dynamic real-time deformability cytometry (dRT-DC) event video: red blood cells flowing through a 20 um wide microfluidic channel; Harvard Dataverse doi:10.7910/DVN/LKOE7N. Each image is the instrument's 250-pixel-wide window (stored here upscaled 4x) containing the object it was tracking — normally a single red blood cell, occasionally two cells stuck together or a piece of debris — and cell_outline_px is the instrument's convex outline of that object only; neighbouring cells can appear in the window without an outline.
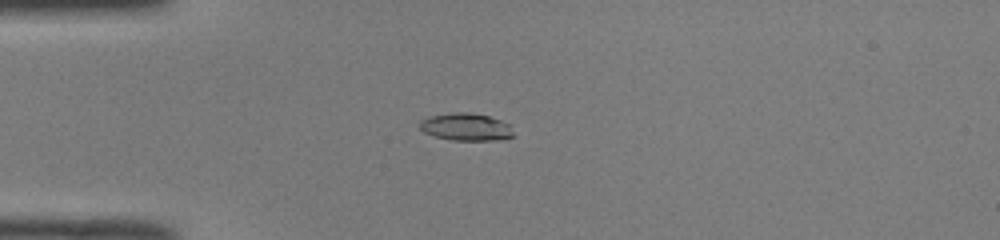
{"species": "common noctule bat (a hibernating species)", "species_latin": "Nyctalus noctula", "temperature_condition": "room temperature", "stored_images_in_passage": 40, "camera_frame_rate_fps": 3000, "um_per_image_px": 0.085, "animal": {"sex": "male", "body_mass_g": 19.0, "forearm_length_mm": 50.8}, "frame": {"image": 1, "passage_image": 13, "time_ms": 4.0, "image_size_px": [1000, 240], "cell_outline_px": [[512, 136], [492, 140], [452, 140], [436, 136], [424, 132], [420, 128], [420, 120], [432, 116], [452, 112], [468, 112], [488, 116], [512, 124]], "centroid_in_image_um": [39.61, 10.78], "position_along_channel_um": 45.4, "area_um2": 14.8}}
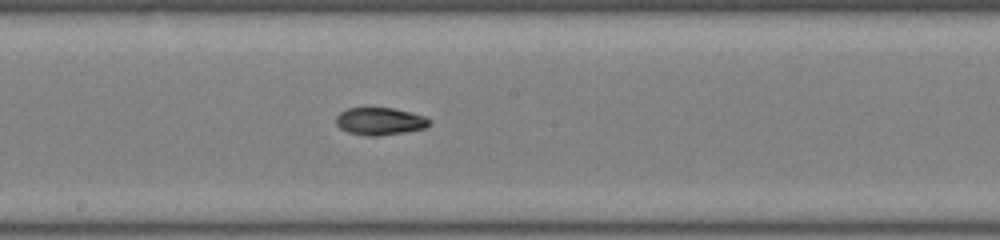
{"frame": {"image": 2, "passage_image": 27, "time_ms": 8.667, "image_size_px": [1000, 240], "cell_outline_px": [[432, 124], [424, 128], [404, 132], [376, 136], [368, 136], [348, 132], [340, 128], [336, 124], [336, 116], [340, 112], [348, 108], [392, 108], [412, 112], [424, 116], [432, 120]], "centroid_in_image_um": [32.31, 10.3], "position_along_channel_um": 215.9, "area_um2": 14.97}}
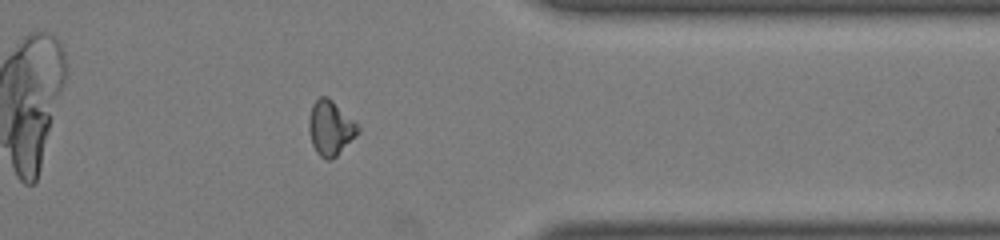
{"frame": {"image": 3, "passage_image": 40, "time_ms": 13.0, "image_size_px": [1000, 240], "cell_outline_px": [[360, 132], [332, 160], [328, 160], [320, 156], [316, 152], [312, 144], [308, 132], [308, 120], [312, 104], [320, 96], [328, 96], [356, 120], [360, 124]], "centroid_in_image_um": [28.11, 10.85], "position_along_channel_um": 383.3, "area_um2": 16.07}, "authors_computed_cell_mechanics": {"area_um2": 14.9413, "velocity_mm_per_s": 4.0837, "shape_relaxation_time_tau1_ms": null, "shape_relaxation_time_tau2_ms": 4.8677, "deformation_change_tau1": null, "deformation_change_tau2": 0.1036}}